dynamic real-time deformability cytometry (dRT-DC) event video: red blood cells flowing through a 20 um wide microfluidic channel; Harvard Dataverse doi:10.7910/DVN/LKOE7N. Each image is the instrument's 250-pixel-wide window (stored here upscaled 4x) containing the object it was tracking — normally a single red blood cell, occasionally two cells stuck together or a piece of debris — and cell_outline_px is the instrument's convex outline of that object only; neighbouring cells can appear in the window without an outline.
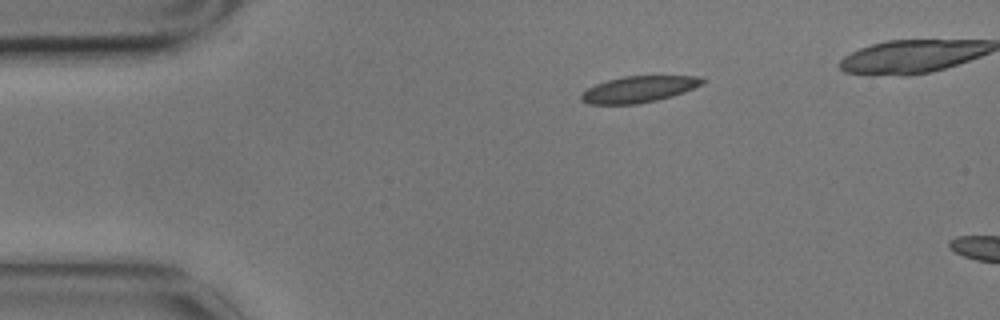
{"species": "common noctule bat (a hibernating species)", "species_latin": "Nyctalus noctula", "temperature_condition": "cold", "stored_images_in_passage": 3, "camera_frame_rate_fps": 3000, "um_per_image_px": 0.085, "animal": {"sex": "male", "body_mass_g": 17.9}, "frame": {"image": 1, "passage_image": 1, "time_ms": 0.0, "image_size_px": [1000, 320], "cell_outline_px": [[704, 84], [672, 96], [656, 100], [636, 104], [588, 104], [580, 100], [580, 96], [588, 88], [596, 84], [608, 80], [624, 76], [704, 76]], "centroid_in_image_um": [54.31, 7.58], "position_along_channel_um": 30.7, "area_um2": 18.5}}